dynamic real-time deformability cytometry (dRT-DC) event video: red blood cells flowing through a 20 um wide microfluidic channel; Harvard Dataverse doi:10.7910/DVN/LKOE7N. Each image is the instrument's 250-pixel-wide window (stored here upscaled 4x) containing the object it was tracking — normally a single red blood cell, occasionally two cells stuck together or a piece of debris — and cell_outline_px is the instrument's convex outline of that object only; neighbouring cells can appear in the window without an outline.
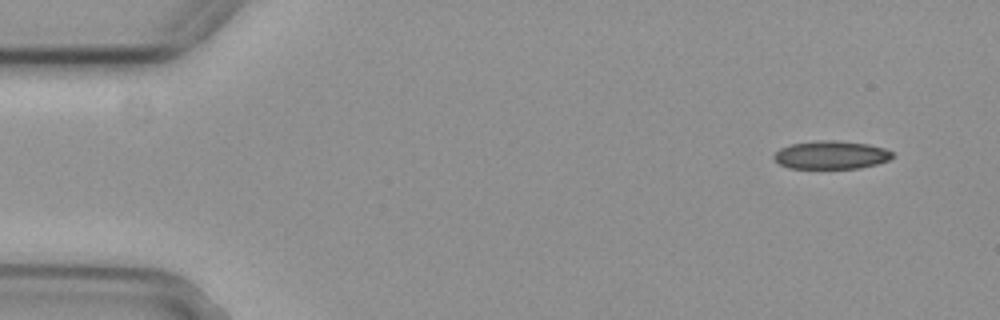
{"species": "common noctule bat (a hibernating species)", "species_latin": "Nyctalus noctula", "temperature_condition": "cold", "stored_images_in_passage": 4, "camera_frame_rate_fps": 3000, "um_per_image_px": 0.085, "animal": {"sex": "female", "body_mass_g": 29.2, "forearm_length_mm": 56.3}, "frame": {"image": 1, "passage_image": 1, "time_ms": 0.0, "image_size_px": [1000, 320], "cell_outline_px": [[892, 156], [888, 160], [876, 164], [860, 168], [788, 168], [780, 164], [772, 156], [780, 148], [792, 144], [816, 140], [836, 140], [868, 144], [884, 148], [892, 152]], "centroid_in_image_um": [70.63, 13.16], "position_along_channel_um": 14.4, "area_um2": 19.36}}
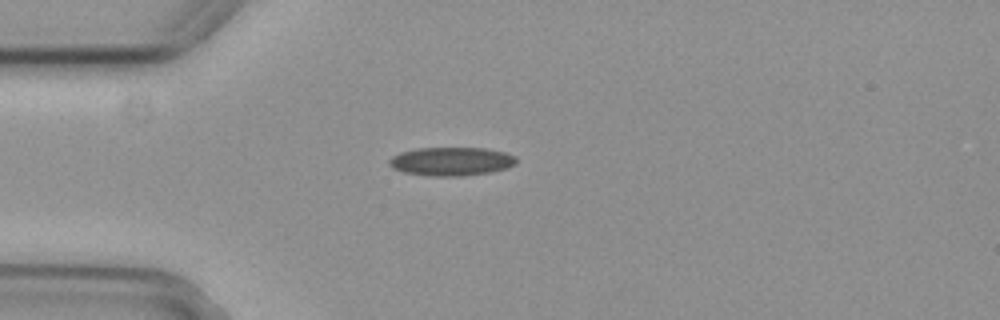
{"frame": {"image": 2, "passage_image": 4, "time_ms": 1.0, "image_size_px": [1000, 320], "cell_outline_px": [[516, 164], [508, 168], [488, 172], [460, 176], [440, 176], [404, 172], [388, 164], [388, 160], [392, 156], [400, 152], [416, 148], [488, 148], [504, 152], [516, 156]], "centroid_in_image_um": [38.39, 13.7], "position_along_channel_um": 46.6, "area_um2": 20.98}}